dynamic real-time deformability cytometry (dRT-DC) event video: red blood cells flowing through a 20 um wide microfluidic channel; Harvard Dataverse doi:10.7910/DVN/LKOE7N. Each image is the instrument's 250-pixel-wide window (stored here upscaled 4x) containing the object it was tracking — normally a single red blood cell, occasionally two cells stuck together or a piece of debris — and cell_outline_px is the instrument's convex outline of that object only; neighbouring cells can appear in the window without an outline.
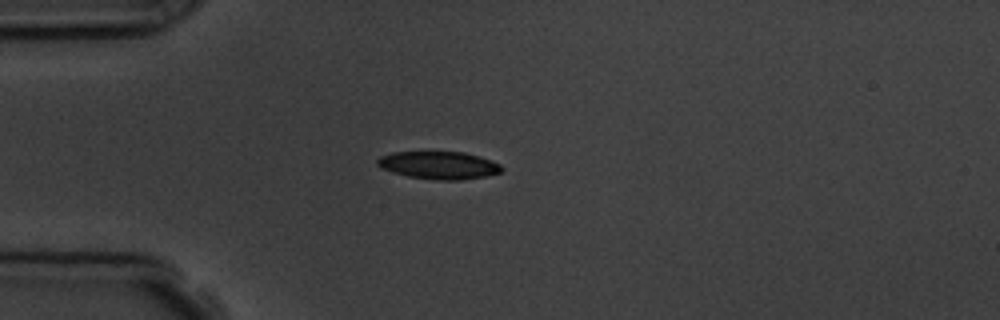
{"species": "common noctule bat (a hibernating species)", "species_latin": "Nyctalus noctula", "temperature_condition": "room temperature", "stored_images_in_passage": 4, "camera_frame_rate_fps": 3000, "um_per_image_px": 0.085, "animal": {"sex": "male", "body_mass_g": 19.5, "forearm_length_mm": 54.6}, "frame": {"image": 1, "passage_image": 4, "time_ms": 4.333, "image_size_px": [1000, 320], "cell_outline_px": [[504, 168], [500, 172], [484, 176], [460, 180], [436, 180], [408, 176], [392, 172], [380, 168], [376, 164], [376, 160], [380, 156], [392, 152], [464, 152], [480, 156], [492, 160], [500, 164]], "centroid_in_image_um": [37.29, 14.04], "position_along_channel_um": 47.7, "area_um2": 20.11}}